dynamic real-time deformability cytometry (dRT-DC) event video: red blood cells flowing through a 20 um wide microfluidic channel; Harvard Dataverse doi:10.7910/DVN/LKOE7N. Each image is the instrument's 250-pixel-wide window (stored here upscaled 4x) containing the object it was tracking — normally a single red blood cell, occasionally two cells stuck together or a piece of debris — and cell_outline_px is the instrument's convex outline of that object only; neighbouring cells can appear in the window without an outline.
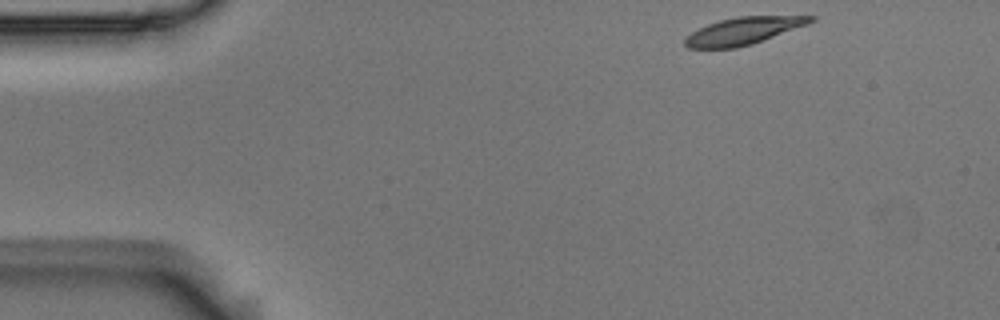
{"species": "Egyptian fruit bat (a non-hibernating species)", "species_latin": "Rousettus aegyptiacus", "temperature_condition": "room temperature", "stored_images_in_passage": 5, "segment_of_instrument_passage": [2, 2], "camera_frame_rate_fps": 3000, "um_per_image_px": 0.085, "animal": {"sex": "male"}, "frame": {"image": 1, "passage_image": 5, "time_ms": 1.333, "image_size_px": [1000, 320], "cell_outline_px": [[816, 20], [808, 24], [752, 44], [736, 48], [688, 48], [684, 44], [684, 40], [692, 32], [708, 24], [720, 20], [736, 16], [816, 16]], "centroid_in_image_um": [63.19, 2.62], "position_along_channel_um": 21.8, "area_um2": 19.77}}